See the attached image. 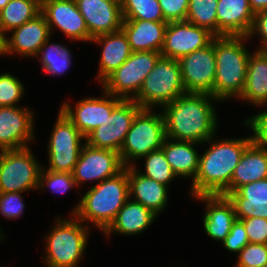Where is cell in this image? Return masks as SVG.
<instances>
[{"label": "cell", "mask_w": 267, "mask_h": 267, "mask_svg": "<svg viewBox=\"0 0 267 267\" xmlns=\"http://www.w3.org/2000/svg\"><path fill=\"white\" fill-rule=\"evenodd\" d=\"M2 233H3V232H2V230H1V228H0V240L5 238V236L2 235Z\"/></svg>", "instance_id": "bcb514c9"}, {"label": "cell", "mask_w": 267, "mask_h": 267, "mask_svg": "<svg viewBox=\"0 0 267 267\" xmlns=\"http://www.w3.org/2000/svg\"><path fill=\"white\" fill-rule=\"evenodd\" d=\"M254 15L249 0H218L217 36L247 37Z\"/></svg>", "instance_id": "44dd1931"}, {"label": "cell", "mask_w": 267, "mask_h": 267, "mask_svg": "<svg viewBox=\"0 0 267 267\" xmlns=\"http://www.w3.org/2000/svg\"><path fill=\"white\" fill-rule=\"evenodd\" d=\"M245 36H216L214 53L216 75L212 96L219 102L240 97L246 83L248 58ZM231 97V98H230Z\"/></svg>", "instance_id": "277c9868"}, {"label": "cell", "mask_w": 267, "mask_h": 267, "mask_svg": "<svg viewBox=\"0 0 267 267\" xmlns=\"http://www.w3.org/2000/svg\"><path fill=\"white\" fill-rule=\"evenodd\" d=\"M213 139L211 137L206 141L210 146L200 156L197 176L190 188L192 197L217 194L227 196L233 172L244 150L252 143L251 137Z\"/></svg>", "instance_id": "7a4b0ae2"}, {"label": "cell", "mask_w": 267, "mask_h": 267, "mask_svg": "<svg viewBox=\"0 0 267 267\" xmlns=\"http://www.w3.org/2000/svg\"><path fill=\"white\" fill-rule=\"evenodd\" d=\"M92 38L121 30L123 16L116 0H75Z\"/></svg>", "instance_id": "d6986e66"}, {"label": "cell", "mask_w": 267, "mask_h": 267, "mask_svg": "<svg viewBox=\"0 0 267 267\" xmlns=\"http://www.w3.org/2000/svg\"><path fill=\"white\" fill-rule=\"evenodd\" d=\"M167 23L186 21L189 0H158Z\"/></svg>", "instance_id": "ab89813d"}, {"label": "cell", "mask_w": 267, "mask_h": 267, "mask_svg": "<svg viewBox=\"0 0 267 267\" xmlns=\"http://www.w3.org/2000/svg\"><path fill=\"white\" fill-rule=\"evenodd\" d=\"M227 197L238 220L252 217L267 219V178L240 186Z\"/></svg>", "instance_id": "603a6c76"}, {"label": "cell", "mask_w": 267, "mask_h": 267, "mask_svg": "<svg viewBox=\"0 0 267 267\" xmlns=\"http://www.w3.org/2000/svg\"><path fill=\"white\" fill-rule=\"evenodd\" d=\"M51 189L53 193H66L70 188L77 187L72 173L54 172L42 167L39 176V184L37 189Z\"/></svg>", "instance_id": "e575fe53"}, {"label": "cell", "mask_w": 267, "mask_h": 267, "mask_svg": "<svg viewBox=\"0 0 267 267\" xmlns=\"http://www.w3.org/2000/svg\"><path fill=\"white\" fill-rule=\"evenodd\" d=\"M235 267H267V244L248 243L238 254Z\"/></svg>", "instance_id": "8d00e7d4"}, {"label": "cell", "mask_w": 267, "mask_h": 267, "mask_svg": "<svg viewBox=\"0 0 267 267\" xmlns=\"http://www.w3.org/2000/svg\"><path fill=\"white\" fill-rule=\"evenodd\" d=\"M24 84L10 73L0 74V107L18 106L24 94Z\"/></svg>", "instance_id": "d590c367"}, {"label": "cell", "mask_w": 267, "mask_h": 267, "mask_svg": "<svg viewBox=\"0 0 267 267\" xmlns=\"http://www.w3.org/2000/svg\"><path fill=\"white\" fill-rule=\"evenodd\" d=\"M42 167L30 147L0 151V193L36 190Z\"/></svg>", "instance_id": "ba28073f"}, {"label": "cell", "mask_w": 267, "mask_h": 267, "mask_svg": "<svg viewBox=\"0 0 267 267\" xmlns=\"http://www.w3.org/2000/svg\"><path fill=\"white\" fill-rule=\"evenodd\" d=\"M124 99L103 92L102 98L86 97L79 100L74 108L70 102L62 103L60 110L86 138L93 130L103 124H109L112 111Z\"/></svg>", "instance_id": "8fae6325"}, {"label": "cell", "mask_w": 267, "mask_h": 267, "mask_svg": "<svg viewBox=\"0 0 267 267\" xmlns=\"http://www.w3.org/2000/svg\"><path fill=\"white\" fill-rule=\"evenodd\" d=\"M258 33L261 40V45L259 49L267 48V9L260 11L254 15L253 25L251 31L248 34V39L253 37Z\"/></svg>", "instance_id": "7bdbcfd3"}, {"label": "cell", "mask_w": 267, "mask_h": 267, "mask_svg": "<svg viewBox=\"0 0 267 267\" xmlns=\"http://www.w3.org/2000/svg\"><path fill=\"white\" fill-rule=\"evenodd\" d=\"M166 139L165 123L161 111L141 109L132 122L119 152L125 167L133 166L134 160L160 150Z\"/></svg>", "instance_id": "52a82bcc"}, {"label": "cell", "mask_w": 267, "mask_h": 267, "mask_svg": "<svg viewBox=\"0 0 267 267\" xmlns=\"http://www.w3.org/2000/svg\"><path fill=\"white\" fill-rule=\"evenodd\" d=\"M123 20L166 22L158 0H122Z\"/></svg>", "instance_id": "1f68e13d"}, {"label": "cell", "mask_w": 267, "mask_h": 267, "mask_svg": "<svg viewBox=\"0 0 267 267\" xmlns=\"http://www.w3.org/2000/svg\"><path fill=\"white\" fill-rule=\"evenodd\" d=\"M58 216L55 226L46 235L44 262L47 267H77L88 245L89 227L74 215Z\"/></svg>", "instance_id": "5b68a950"}, {"label": "cell", "mask_w": 267, "mask_h": 267, "mask_svg": "<svg viewBox=\"0 0 267 267\" xmlns=\"http://www.w3.org/2000/svg\"><path fill=\"white\" fill-rule=\"evenodd\" d=\"M160 57V52L155 51L132 52L118 69L101 82L103 90L124 100H132Z\"/></svg>", "instance_id": "9c48e42d"}, {"label": "cell", "mask_w": 267, "mask_h": 267, "mask_svg": "<svg viewBox=\"0 0 267 267\" xmlns=\"http://www.w3.org/2000/svg\"><path fill=\"white\" fill-rule=\"evenodd\" d=\"M267 178V150L251 143L236 166L230 183V192L238 187Z\"/></svg>", "instance_id": "f1b7e54d"}, {"label": "cell", "mask_w": 267, "mask_h": 267, "mask_svg": "<svg viewBox=\"0 0 267 267\" xmlns=\"http://www.w3.org/2000/svg\"><path fill=\"white\" fill-rule=\"evenodd\" d=\"M124 168L119 152L94 148L85 143L72 175L78 187L87 181L100 183L114 177Z\"/></svg>", "instance_id": "4fadbf2b"}, {"label": "cell", "mask_w": 267, "mask_h": 267, "mask_svg": "<svg viewBox=\"0 0 267 267\" xmlns=\"http://www.w3.org/2000/svg\"><path fill=\"white\" fill-rule=\"evenodd\" d=\"M33 118L28 107H0V151L28 147L34 139Z\"/></svg>", "instance_id": "ac0fdd59"}, {"label": "cell", "mask_w": 267, "mask_h": 267, "mask_svg": "<svg viewBox=\"0 0 267 267\" xmlns=\"http://www.w3.org/2000/svg\"><path fill=\"white\" fill-rule=\"evenodd\" d=\"M197 144L195 142L179 141L166 137L161 150L178 178L192 177V181H194L197 176L200 159V155L194 147Z\"/></svg>", "instance_id": "83f0119b"}, {"label": "cell", "mask_w": 267, "mask_h": 267, "mask_svg": "<svg viewBox=\"0 0 267 267\" xmlns=\"http://www.w3.org/2000/svg\"><path fill=\"white\" fill-rule=\"evenodd\" d=\"M141 158H145V173L139 171L141 175L151 178L166 186H169L172 180L177 177L172 171L171 166L166 160L161 149L150 152L148 155Z\"/></svg>", "instance_id": "836d02e7"}, {"label": "cell", "mask_w": 267, "mask_h": 267, "mask_svg": "<svg viewBox=\"0 0 267 267\" xmlns=\"http://www.w3.org/2000/svg\"><path fill=\"white\" fill-rule=\"evenodd\" d=\"M217 4L218 0H189L186 21L217 36Z\"/></svg>", "instance_id": "d6a6232c"}, {"label": "cell", "mask_w": 267, "mask_h": 267, "mask_svg": "<svg viewBox=\"0 0 267 267\" xmlns=\"http://www.w3.org/2000/svg\"><path fill=\"white\" fill-rule=\"evenodd\" d=\"M48 39L40 48L37 58L40 57L41 66L43 71L49 75L61 76L67 71L72 64L71 51L63 46V44H49ZM42 54V55H41Z\"/></svg>", "instance_id": "4dcf8cb0"}, {"label": "cell", "mask_w": 267, "mask_h": 267, "mask_svg": "<svg viewBox=\"0 0 267 267\" xmlns=\"http://www.w3.org/2000/svg\"><path fill=\"white\" fill-rule=\"evenodd\" d=\"M41 13L51 33L56 27L70 40L91 42L92 37L75 0H42Z\"/></svg>", "instance_id": "2e32d148"}, {"label": "cell", "mask_w": 267, "mask_h": 267, "mask_svg": "<svg viewBox=\"0 0 267 267\" xmlns=\"http://www.w3.org/2000/svg\"><path fill=\"white\" fill-rule=\"evenodd\" d=\"M167 22L123 20L122 30L127 36L132 52H161Z\"/></svg>", "instance_id": "d4e9b609"}, {"label": "cell", "mask_w": 267, "mask_h": 267, "mask_svg": "<svg viewBox=\"0 0 267 267\" xmlns=\"http://www.w3.org/2000/svg\"><path fill=\"white\" fill-rule=\"evenodd\" d=\"M185 93L179 61L160 57L132 100L143 109L161 108Z\"/></svg>", "instance_id": "8992f818"}, {"label": "cell", "mask_w": 267, "mask_h": 267, "mask_svg": "<svg viewBox=\"0 0 267 267\" xmlns=\"http://www.w3.org/2000/svg\"><path fill=\"white\" fill-rule=\"evenodd\" d=\"M41 13L40 0H10L0 10V40Z\"/></svg>", "instance_id": "f546056e"}, {"label": "cell", "mask_w": 267, "mask_h": 267, "mask_svg": "<svg viewBox=\"0 0 267 267\" xmlns=\"http://www.w3.org/2000/svg\"><path fill=\"white\" fill-rule=\"evenodd\" d=\"M156 217L150 209L129 198L103 233L107 238L111 232L127 236L137 235L151 226Z\"/></svg>", "instance_id": "4316f807"}, {"label": "cell", "mask_w": 267, "mask_h": 267, "mask_svg": "<svg viewBox=\"0 0 267 267\" xmlns=\"http://www.w3.org/2000/svg\"><path fill=\"white\" fill-rule=\"evenodd\" d=\"M129 199L128 166L114 177L96 182L72 210L81 222L93 224L104 232Z\"/></svg>", "instance_id": "3957f363"}, {"label": "cell", "mask_w": 267, "mask_h": 267, "mask_svg": "<svg viewBox=\"0 0 267 267\" xmlns=\"http://www.w3.org/2000/svg\"><path fill=\"white\" fill-rule=\"evenodd\" d=\"M251 105L267 106V52L257 49L248 58L245 87L239 97Z\"/></svg>", "instance_id": "484cf974"}, {"label": "cell", "mask_w": 267, "mask_h": 267, "mask_svg": "<svg viewBox=\"0 0 267 267\" xmlns=\"http://www.w3.org/2000/svg\"><path fill=\"white\" fill-rule=\"evenodd\" d=\"M249 4L254 14L267 9V0H249Z\"/></svg>", "instance_id": "ee69618b"}, {"label": "cell", "mask_w": 267, "mask_h": 267, "mask_svg": "<svg viewBox=\"0 0 267 267\" xmlns=\"http://www.w3.org/2000/svg\"><path fill=\"white\" fill-rule=\"evenodd\" d=\"M56 123L48 142L49 168L54 172L72 173L85 137L59 109Z\"/></svg>", "instance_id": "30bf717a"}, {"label": "cell", "mask_w": 267, "mask_h": 267, "mask_svg": "<svg viewBox=\"0 0 267 267\" xmlns=\"http://www.w3.org/2000/svg\"><path fill=\"white\" fill-rule=\"evenodd\" d=\"M244 124L253 132L251 142L258 148L267 150V109L250 118L247 117Z\"/></svg>", "instance_id": "74e56055"}, {"label": "cell", "mask_w": 267, "mask_h": 267, "mask_svg": "<svg viewBox=\"0 0 267 267\" xmlns=\"http://www.w3.org/2000/svg\"><path fill=\"white\" fill-rule=\"evenodd\" d=\"M216 36L203 27L187 21L169 22L165 31L161 57L179 60L210 45Z\"/></svg>", "instance_id": "9a60e30c"}, {"label": "cell", "mask_w": 267, "mask_h": 267, "mask_svg": "<svg viewBox=\"0 0 267 267\" xmlns=\"http://www.w3.org/2000/svg\"><path fill=\"white\" fill-rule=\"evenodd\" d=\"M249 243L244 223L241 220H236L227 237L222 242L223 246L230 252L238 253L244 246Z\"/></svg>", "instance_id": "60d3db41"}, {"label": "cell", "mask_w": 267, "mask_h": 267, "mask_svg": "<svg viewBox=\"0 0 267 267\" xmlns=\"http://www.w3.org/2000/svg\"><path fill=\"white\" fill-rule=\"evenodd\" d=\"M21 192L0 193V213L7 219H19L24 212Z\"/></svg>", "instance_id": "f35d334b"}, {"label": "cell", "mask_w": 267, "mask_h": 267, "mask_svg": "<svg viewBox=\"0 0 267 267\" xmlns=\"http://www.w3.org/2000/svg\"><path fill=\"white\" fill-rule=\"evenodd\" d=\"M249 243L267 244V219L252 217L241 219Z\"/></svg>", "instance_id": "b9f144b4"}, {"label": "cell", "mask_w": 267, "mask_h": 267, "mask_svg": "<svg viewBox=\"0 0 267 267\" xmlns=\"http://www.w3.org/2000/svg\"><path fill=\"white\" fill-rule=\"evenodd\" d=\"M91 42L102 46L96 78L99 79L100 83L118 69L132 54L127 36L122 29L96 36L92 38Z\"/></svg>", "instance_id": "cb8c5ba5"}, {"label": "cell", "mask_w": 267, "mask_h": 267, "mask_svg": "<svg viewBox=\"0 0 267 267\" xmlns=\"http://www.w3.org/2000/svg\"><path fill=\"white\" fill-rule=\"evenodd\" d=\"M11 37L0 40V55H21V57H36L42 45L51 38V31L40 13L32 20L10 31Z\"/></svg>", "instance_id": "e0dca14e"}, {"label": "cell", "mask_w": 267, "mask_h": 267, "mask_svg": "<svg viewBox=\"0 0 267 267\" xmlns=\"http://www.w3.org/2000/svg\"><path fill=\"white\" fill-rule=\"evenodd\" d=\"M141 109L134 100H123L112 111L109 124L98 126L85 138V143L94 148L120 152L134 117Z\"/></svg>", "instance_id": "7c38bea8"}, {"label": "cell", "mask_w": 267, "mask_h": 267, "mask_svg": "<svg viewBox=\"0 0 267 267\" xmlns=\"http://www.w3.org/2000/svg\"><path fill=\"white\" fill-rule=\"evenodd\" d=\"M218 100L205 93H185L163 107L166 137L203 144L215 136Z\"/></svg>", "instance_id": "6da1fadb"}, {"label": "cell", "mask_w": 267, "mask_h": 267, "mask_svg": "<svg viewBox=\"0 0 267 267\" xmlns=\"http://www.w3.org/2000/svg\"><path fill=\"white\" fill-rule=\"evenodd\" d=\"M195 198L206 204L203 215V228L206 234L222 243L237 220L232 202L221 194L197 195Z\"/></svg>", "instance_id": "ffe728a7"}, {"label": "cell", "mask_w": 267, "mask_h": 267, "mask_svg": "<svg viewBox=\"0 0 267 267\" xmlns=\"http://www.w3.org/2000/svg\"><path fill=\"white\" fill-rule=\"evenodd\" d=\"M215 60L214 39L210 45L178 60L186 93H205L212 96L216 75Z\"/></svg>", "instance_id": "5bb4252c"}, {"label": "cell", "mask_w": 267, "mask_h": 267, "mask_svg": "<svg viewBox=\"0 0 267 267\" xmlns=\"http://www.w3.org/2000/svg\"><path fill=\"white\" fill-rule=\"evenodd\" d=\"M136 169V164L128 166L129 198L158 216L168 204V186L141 175Z\"/></svg>", "instance_id": "7402d4cb"}, {"label": "cell", "mask_w": 267, "mask_h": 267, "mask_svg": "<svg viewBox=\"0 0 267 267\" xmlns=\"http://www.w3.org/2000/svg\"><path fill=\"white\" fill-rule=\"evenodd\" d=\"M10 0H0V10L3 9Z\"/></svg>", "instance_id": "f6af8a7d"}]
</instances>
